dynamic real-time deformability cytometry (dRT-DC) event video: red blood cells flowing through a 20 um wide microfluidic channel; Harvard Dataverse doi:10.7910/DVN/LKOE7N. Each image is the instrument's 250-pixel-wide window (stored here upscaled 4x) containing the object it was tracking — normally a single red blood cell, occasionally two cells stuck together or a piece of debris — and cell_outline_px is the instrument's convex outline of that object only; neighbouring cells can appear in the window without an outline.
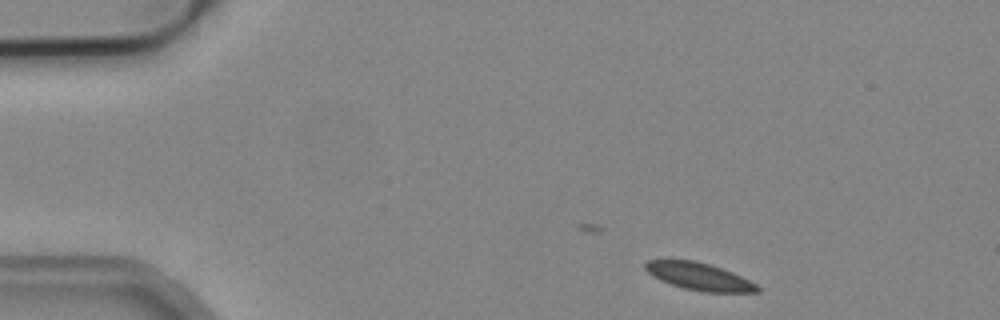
{"species": "common noctule bat (a hibernating species)", "species_latin": "Nyctalus noctula", "temperature_condition": "cold", "stored_images_in_passage": 7, "camera_frame_rate_fps": 3000, "um_per_image_px": 0.085, "animal": {"sex": "male", "body_mass_g": 19.2, "forearm_length_mm": 51.8}, "frame": {"image": 1, "passage_image": 5, "time_ms": 1.333, "image_size_px": [1000, 320], "cell_outline_px": [[760, 292], [704, 292], [684, 288], [660, 280], [648, 272], [644, 268], [644, 264], [648, 260], [696, 260], [732, 272], [756, 284], [760, 288]], "centroid_in_image_um": [59.42, 23.5], "position_along_channel_um": 25.6, "area_um2": 17.63}}